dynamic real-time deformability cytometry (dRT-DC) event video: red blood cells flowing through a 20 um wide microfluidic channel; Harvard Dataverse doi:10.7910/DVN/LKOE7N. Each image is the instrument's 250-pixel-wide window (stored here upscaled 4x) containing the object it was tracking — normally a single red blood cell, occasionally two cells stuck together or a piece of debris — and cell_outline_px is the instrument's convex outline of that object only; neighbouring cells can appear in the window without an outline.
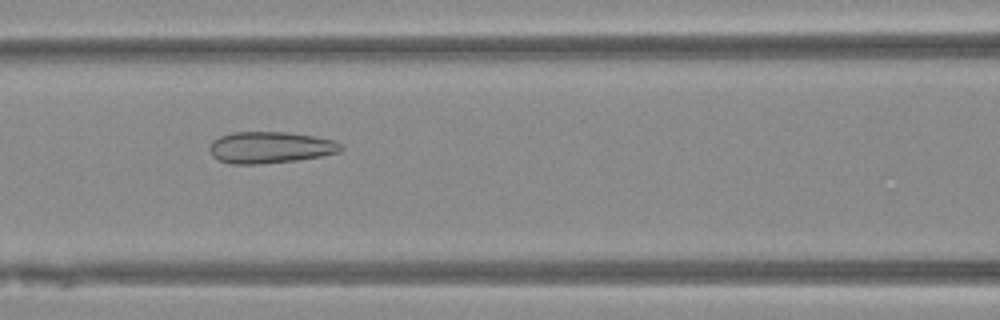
{"species": "Egyptian fruit bat (a non-hibernating species)", "species_latin": "Rousettus aegyptiacus", "temperature_condition": "warm", "stored_images_in_passage": 17, "camera_frame_rate_fps": 3000, "um_per_image_px": 0.085, "animal": {"sex": "female"}, "frame": {"image": 1, "passage_image": 7, "time_ms": 2.0, "image_size_px": [1000, 320], "cell_outline_px": [[344, 148], [340, 152], [320, 156], [296, 160], [256, 164], [232, 164], [220, 160], [212, 156], [208, 148], [212, 140], [220, 136], [232, 132], [288, 132], [312, 136], [332, 140], [340, 144]], "centroid_in_image_um": [22.93, 12.53], "position_along_channel_um": 143.7, "area_um2": 24.04}}
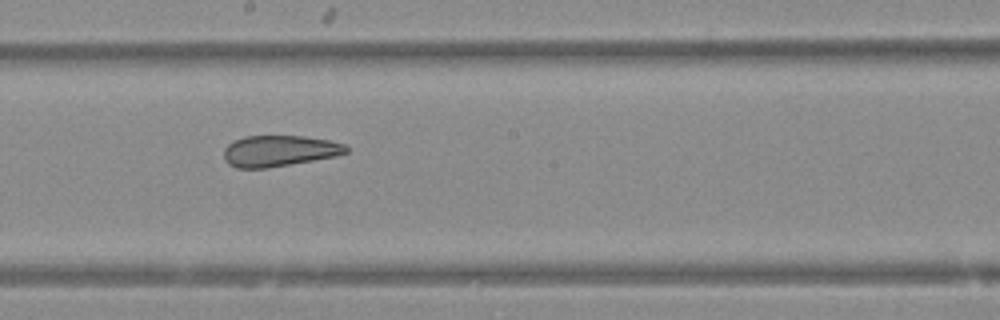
{"frame": {"image": 2, "passage_image": 13, "time_ms": 4.0, "image_size_px": [1000, 320], "cell_outline_px": [[348, 152], [336, 156], [268, 168], [236, 168], [228, 164], [224, 160], [224, 148], [228, 144], [244, 136], [304, 136], [328, 140], [344, 144], [348, 148]], "centroid_in_image_um": [23.72, 12.83], "position_along_channel_um": 224.5, "area_um2": 22.14}}
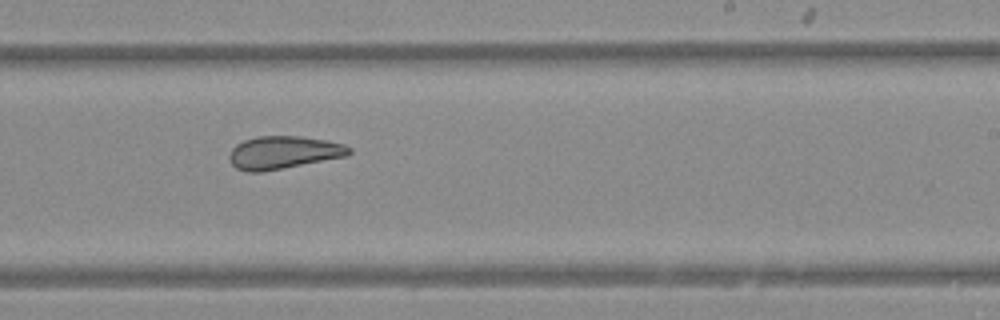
{"frame": {"image": 3, "passage_image": 16, "time_ms": 5.0, "image_size_px": [1000, 320], "cell_outline_px": [[352, 152], [348, 156], [260, 172], [248, 172], [236, 168], [232, 164], [228, 156], [232, 148], [236, 144], [244, 140], [256, 136], [300, 136], [324, 140], [344, 144], [352, 148]], "centroid_in_image_um": [24.09, 12.96], "position_along_channel_um": 264.9, "area_um2": 22.89}}